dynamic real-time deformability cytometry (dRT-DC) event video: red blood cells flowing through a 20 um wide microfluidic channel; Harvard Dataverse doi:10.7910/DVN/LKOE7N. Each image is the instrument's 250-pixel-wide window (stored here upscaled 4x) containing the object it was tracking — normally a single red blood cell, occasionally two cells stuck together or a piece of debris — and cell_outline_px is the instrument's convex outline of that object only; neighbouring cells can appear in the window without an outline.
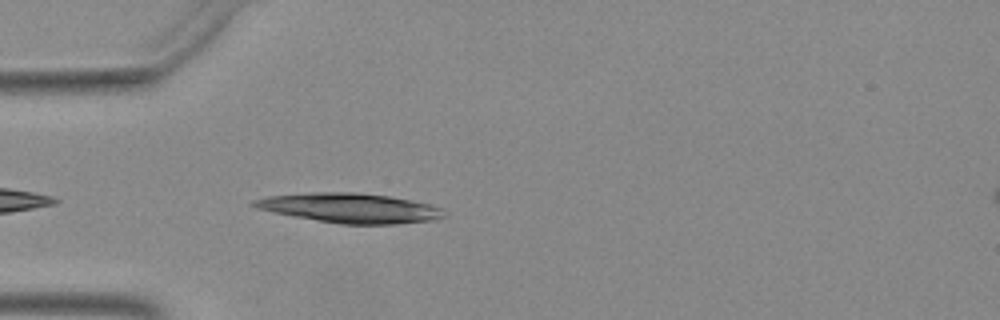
{"species": "Egyptian fruit bat (a non-hibernating species)", "species_latin": "Rousettus aegyptiacus", "temperature_condition": "warm", "stored_images_in_passage": 19, "camera_frame_rate_fps": 3000, "um_per_image_px": 0.085, "animal": {"sex": "female"}, "frame": {"image": 1, "passage_image": 3, "time_ms": 0.667, "image_size_px": [1000, 320], "cell_outline_px": [[444, 216], [432, 220], [396, 224], [340, 224], [272, 212], [256, 208], [252, 204], [252, 200], [268, 196], [312, 192], [356, 192], [388, 196], [428, 204], [440, 208]], "centroid_in_image_um": [29.69, 17.68], "position_along_channel_um": 55.3, "area_um2": 32.37}}
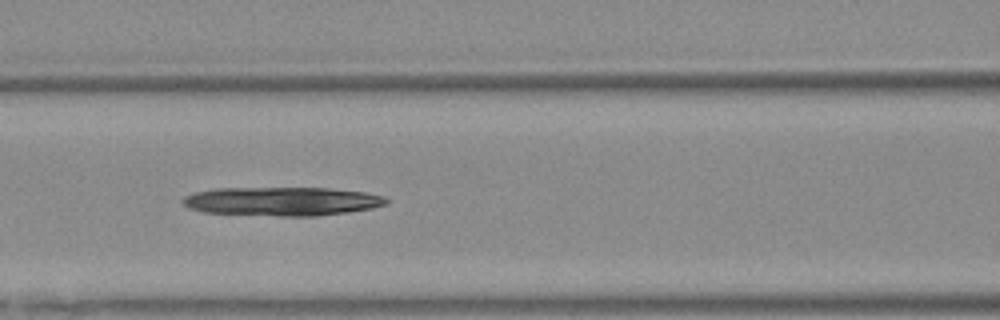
{"frame": {"image": 2, "passage_image": 10, "time_ms": 3.0, "image_size_px": [1000, 320], "cell_outline_px": [[388, 204], [372, 208], [316, 216], [280, 216], [204, 212], [192, 208], [184, 204], [180, 200], [184, 196], [196, 192], [216, 188], [328, 188], [364, 192], [384, 196], [388, 200]], "centroid_in_image_um": [23.98, 17.11], "position_along_channel_um": 142.6, "area_um2": 33.93}}
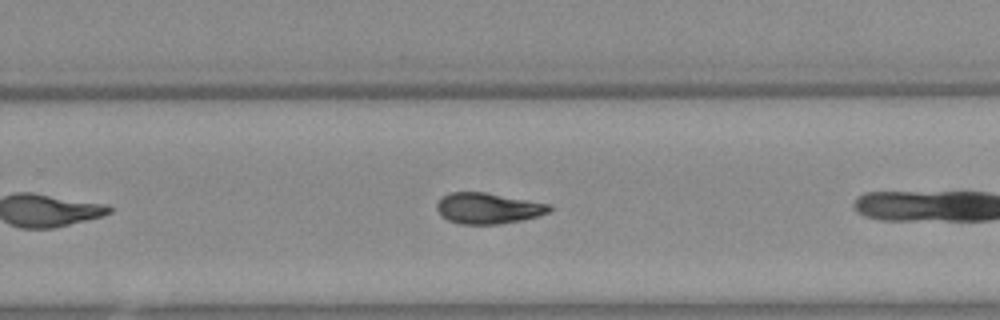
{"frame": {"image": 3, "passage_image": 18, "time_ms": 5.667, "image_size_px": [1000, 320], "cell_outline_px": [[552, 208], [548, 212], [540, 216], [500, 224], [460, 224], [448, 220], [436, 208], [436, 204], [440, 196], [448, 192], [484, 192], [552, 204]], "centroid_in_image_um": [41.48, 17.69], "position_along_channel_um": 288.3, "area_um2": 20.35}}